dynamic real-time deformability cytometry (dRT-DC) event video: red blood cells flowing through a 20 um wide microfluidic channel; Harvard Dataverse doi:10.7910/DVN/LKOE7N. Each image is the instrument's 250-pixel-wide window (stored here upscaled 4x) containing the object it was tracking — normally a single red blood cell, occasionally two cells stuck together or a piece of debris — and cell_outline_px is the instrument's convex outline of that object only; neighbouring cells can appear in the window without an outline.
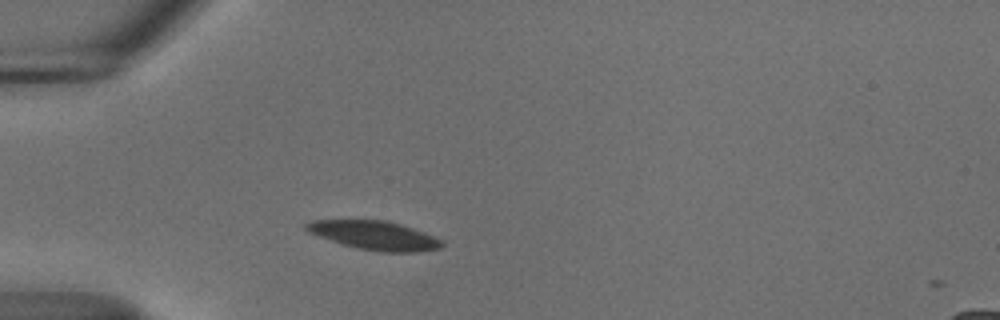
{"species": "common noctule bat (a hibernating species)", "species_latin": "Nyctalus noctula", "temperature_condition": "cold", "stored_images_in_passage": 2, "camera_frame_rate_fps": 3000, "um_per_image_px": 0.085, "animal": {"sex": "male", "body_mass_g": 18.8}, "frame": {"image": 1, "passage_image": 1, "time_ms": 0.0, "image_size_px": [1000, 320], "cell_outline_px": [[444, 244], [440, 248], [416, 252], [384, 252], [360, 248], [344, 244], [308, 232], [304, 228], [304, 224], [312, 220], [384, 220], [400, 224], [424, 232], [444, 240]], "centroid_in_image_um": [31.87, 20.0], "position_along_channel_um": 53.1, "area_um2": 22.48}}